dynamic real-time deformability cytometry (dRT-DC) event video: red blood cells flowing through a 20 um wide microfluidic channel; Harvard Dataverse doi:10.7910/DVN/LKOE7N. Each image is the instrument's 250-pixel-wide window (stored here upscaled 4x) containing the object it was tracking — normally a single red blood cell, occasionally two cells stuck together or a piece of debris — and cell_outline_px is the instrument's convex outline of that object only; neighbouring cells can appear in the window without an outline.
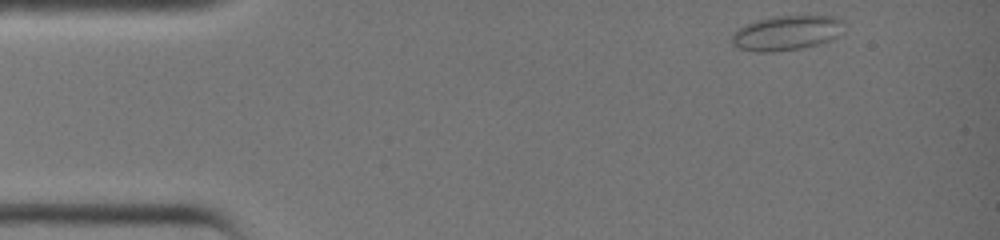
{"species": "common noctule bat (a hibernating species)", "species_latin": "Nyctalus noctula", "temperature_condition": "warm", "stored_images_in_passage": 32, "camera_frame_rate_fps": 3000, "um_per_image_px": 0.085, "animal": {"sex": "female", "body_mass_g": 19.0, "forearm_length_mm": 51.5}, "frame": {"image": 1, "passage_image": 1, "time_ms": 0.0, "image_size_px": [1000, 240], "cell_outline_px": [[844, 32], [820, 44], [800, 48], [772, 52], [756, 52], [740, 48], [732, 44], [732, 32], [744, 24], [756, 20], [772, 16], [836, 16], [844, 20]], "centroid_in_image_um": [66.86, 2.78], "position_along_channel_um": 18.1, "area_um2": 22.95}}
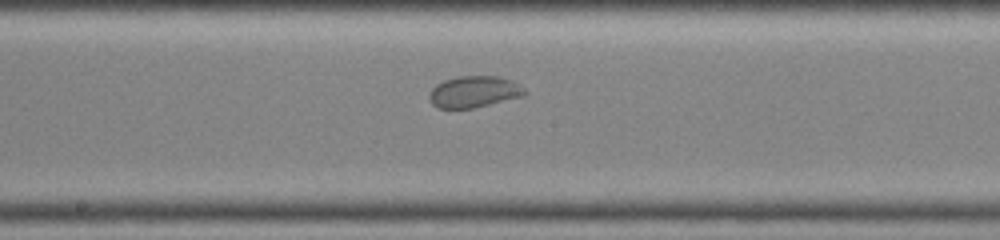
{"frame": {"image": 2, "passage_image": 18, "time_ms": 5.667, "image_size_px": [1000, 240], "cell_outline_px": [[528, 96], [472, 108], [436, 108], [432, 104], [428, 96], [428, 92], [436, 84], [444, 80], [460, 76], [496, 76], [512, 80], [520, 84], [528, 92]], "centroid_in_image_um": [40.33, 7.8], "position_along_channel_um": 207.9, "area_um2": 17.86}}
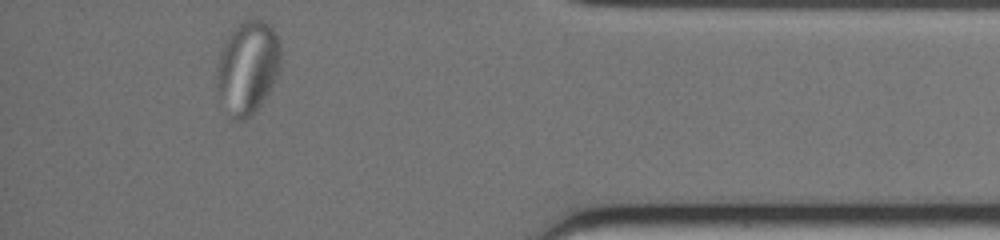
{"frame": {"image": 3, "passage_image": 32, "time_ms": 10.333, "image_size_px": [1000, 240], "cell_outline_px": [[280, 72], [256, 112], [252, 116], [244, 120], [236, 120], [228, 112], [216, 84], [216, 68], [220, 52], [224, 40], [244, 20], [252, 16], [264, 20], [276, 32], [280, 40]], "centroid_in_image_um": [21.08, 5.69], "position_along_channel_um": 414.1, "area_um2": 34.91}}